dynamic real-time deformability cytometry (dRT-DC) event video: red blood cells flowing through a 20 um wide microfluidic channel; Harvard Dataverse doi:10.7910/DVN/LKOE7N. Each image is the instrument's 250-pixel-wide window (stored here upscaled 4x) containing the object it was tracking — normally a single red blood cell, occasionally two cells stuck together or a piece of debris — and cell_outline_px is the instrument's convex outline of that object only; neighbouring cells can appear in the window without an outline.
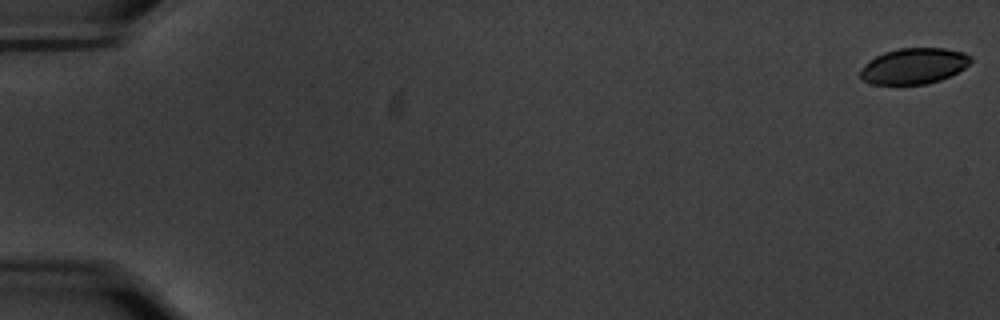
{"species": "common noctule bat (a hibernating species)", "species_latin": "Nyctalus noctula", "temperature_condition": "warm", "stored_images_in_passage": 59, "camera_frame_rate_fps": 3000, "um_per_image_px": 0.085, "animal": {"sex": "male", "body_mass_g": 20.1, "forearm_length_mm": 53.5}, "frame": {"image": 1, "passage_image": 1, "time_ms": 0.0, "image_size_px": [1000, 320], "cell_outline_px": [[972, 60], [964, 68], [940, 80], [928, 84], [872, 84], [864, 80], [860, 76], [860, 68], [864, 64], [876, 56], [884, 52], [900, 48], [944, 48], [964, 52], [972, 56]], "centroid_in_image_um": [77.68, 5.6], "position_along_channel_um": 7.3, "area_um2": 23.0}}
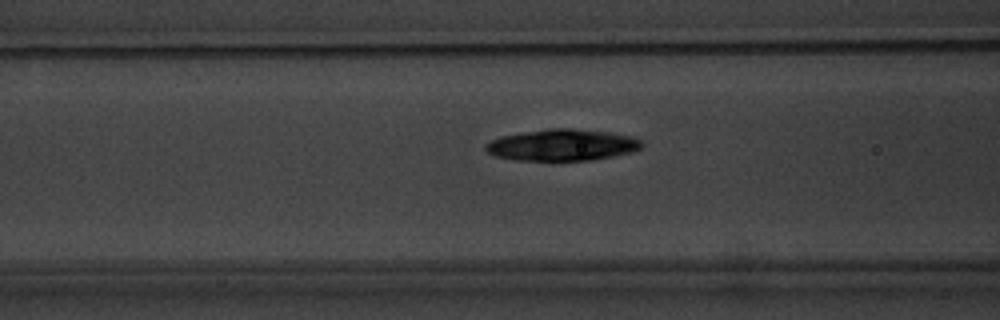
{"frame": {"image": 2, "passage_image": 25, "time_ms": 8.0, "image_size_px": [1000, 320], "cell_outline_px": [[644, 144], [640, 148], [632, 152], [592, 160], [512, 160], [496, 156], [488, 152], [484, 148], [492, 140], [500, 136], [548, 128], [572, 128], [608, 132], [636, 136]], "centroid_in_image_um": [47.82, 12.32], "position_along_channel_um": 118.8, "area_um2": 28.67}}
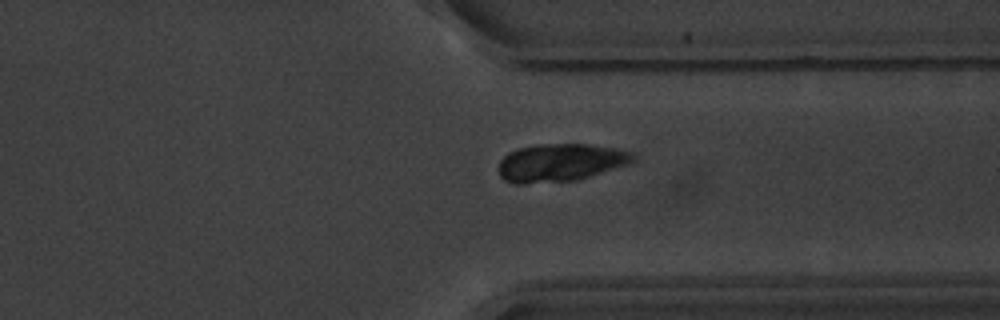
{"frame": {"image": 3, "passage_image": 46, "time_ms": 15.0, "image_size_px": [1000, 320], "cell_outline_px": [[640, 160], [628, 164], [576, 180], [524, 184], [516, 184], [504, 180], [500, 176], [500, 160], [508, 152], [516, 148], [536, 144], [588, 144], [616, 148], [632, 152]], "centroid_in_image_um": [47.65, 13.81], "position_along_channel_um": 363.7, "area_um2": 29.82}, "authors_computed_cell_mechanics": {"area_um2": 27.455, "velocity_mm_per_s": 3.4964, "shape_relaxation_time_tau1_ms": 4.4401, "shape_relaxation_time_tau2_ms": 9.1946, "deformation_change_tau1": 0.1006, "deformation_change_tau2": 0.1197}}